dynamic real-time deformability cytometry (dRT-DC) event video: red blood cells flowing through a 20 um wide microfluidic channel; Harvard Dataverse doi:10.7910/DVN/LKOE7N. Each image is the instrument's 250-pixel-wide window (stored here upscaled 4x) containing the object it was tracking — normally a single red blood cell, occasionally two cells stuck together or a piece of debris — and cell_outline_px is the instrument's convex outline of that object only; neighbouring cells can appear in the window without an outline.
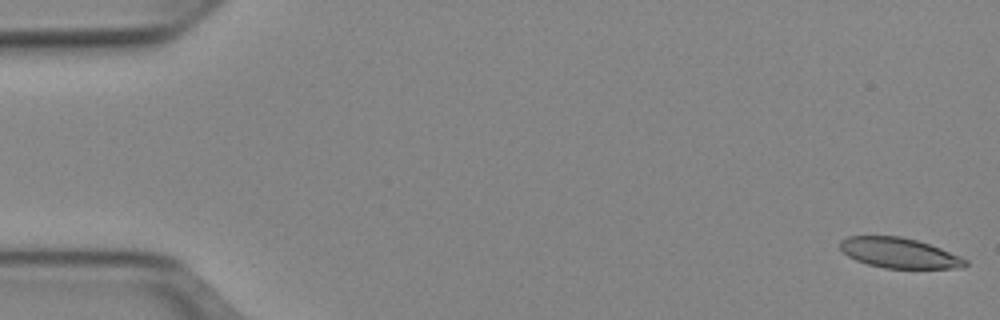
{"species": "Egyptian fruit bat (a non-hibernating species)", "species_latin": "Rousettus aegyptiacus", "temperature_condition": "cold", "stored_images_in_passage": 15, "camera_frame_rate_fps": 3000, "um_per_image_px": 0.085, "animal": {"sex": "female"}, "frame": {"image": 1, "passage_image": 1, "time_ms": 0.0, "image_size_px": [1000, 320], "cell_outline_px": [[968, 264], [964, 268], [884, 268], [868, 264], [856, 260], [848, 256], [840, 248], [840, 240], [848, 236], [900, 236], [916, 240], [940, 248], [960, 256], [968, 260]], "centroid_in_image_um": [76.44, 21.5], "position_along_channel_um": 8.6, "area_um2": 21.96}}
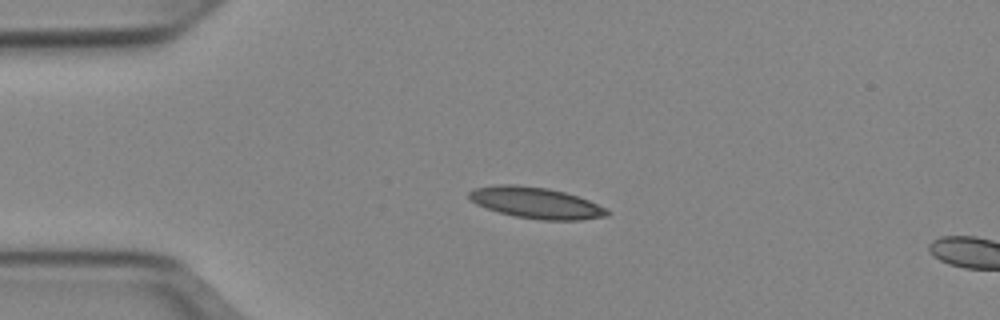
{"frame": {"image": 2, "passage_image": 12, "time_ms": 3.667, "image_size_px": [1000, 320], "cell_outline_px": [[612, 212], [608, 216], [580, 220], [540, 220], [516, 216], [500, 212], [476, 204], [468, 196], [468, 192], [476, 188], [496, 184], [516, 184], [548, 188], [564, 192], [588, 200], [608, 208]], "centroid_in_image_um": [45.6, 17.24], "position_along_channel_um": 39.4, "area_um2": 25.09}}